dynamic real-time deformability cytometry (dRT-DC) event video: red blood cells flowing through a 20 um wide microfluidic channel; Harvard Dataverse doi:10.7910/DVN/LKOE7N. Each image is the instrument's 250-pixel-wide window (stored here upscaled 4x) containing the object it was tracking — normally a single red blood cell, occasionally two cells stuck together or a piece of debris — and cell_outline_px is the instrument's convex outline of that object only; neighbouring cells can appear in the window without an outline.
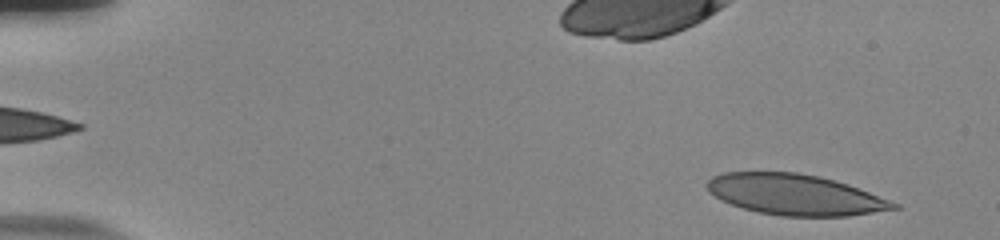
{"species": "human", "species_latin": "Homo sapiens", "temperature_condition": "room temperature", "stored_images_in_passage": 10, "camera_frame_rate_fps": 3000, "um_per_image_px": 0.085, "donor": {"sex": "male"}, "frame": {"image": 1, "passage_image": 1, "time_ms": 0.0, "image_size_px": [1000, 240], "cell_outline_px": [[900, 208], [848, 216], [780, 216], [760, 212], [744, 208], [720, 200], [708, 192], [708, 180], [712, 176], [724, 172], [796, 172], [820, 176], [848, 184], [900, 204]], "centroid_in_image_um": [67.58, 16.54], "position_along_channel_um": 17.4, "area_um2": 44.16}}